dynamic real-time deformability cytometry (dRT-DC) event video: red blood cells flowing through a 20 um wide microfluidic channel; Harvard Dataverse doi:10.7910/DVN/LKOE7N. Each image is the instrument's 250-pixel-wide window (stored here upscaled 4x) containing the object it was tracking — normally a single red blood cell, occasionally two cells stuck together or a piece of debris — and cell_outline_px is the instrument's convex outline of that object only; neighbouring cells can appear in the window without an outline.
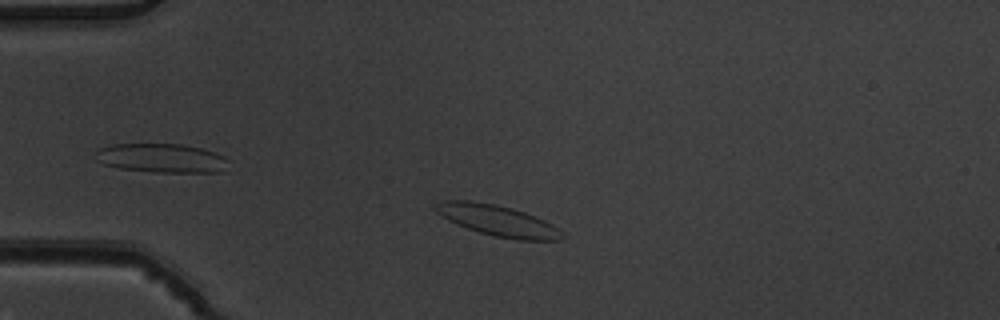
{"species": "common noctule bat (a hibernating species)", "species_latin": "Nyctalus noctula", "temperature_condition": "warm", "stored_images_in_passage": 3, "camera_frame_rate_fps": 3000, "um_per_image_px": 0.085, "animal": {"sex": "male", "body_mass_g": 19.5, "forearm_length_mm": 54.6}, "frame": {"image": 1, "passage_image": 2, "time_ms": 0.333, "image_size_px": [1000, 320], "cell_outline_px": [[568, 236], [560, 240], [516, 240], [496, 236], [480, 232], [456, 224], [448, 220], [436, 212], [432, 208], [436, 204], [444, 200], [472, 200], [496, 204], [512, 208], [536, 216], [560, 228]], "centroid_in_image_um": [42.35, 18.75], "position_along_channel_um": 42.6, "area_um2": 23.06}}